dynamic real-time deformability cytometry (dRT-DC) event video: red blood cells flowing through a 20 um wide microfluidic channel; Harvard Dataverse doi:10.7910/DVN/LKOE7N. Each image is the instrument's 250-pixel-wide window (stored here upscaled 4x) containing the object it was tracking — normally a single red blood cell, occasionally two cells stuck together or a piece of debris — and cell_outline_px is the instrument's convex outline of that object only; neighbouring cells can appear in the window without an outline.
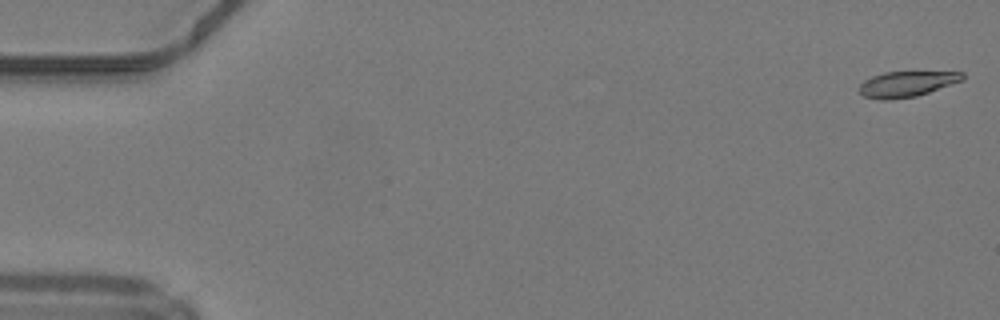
{"species": "common noctule bat (a hibernating species)", "species_latin": "Nyctalus noctula", "temperature_condition": "warm", "stored_images_in_passage": 4, "camera_frame_rate_fps": 3000, "um_per_image_px": 0.085, "animal": {"sex": "male", "body_mass_g": 19.2, "forearm_length_mm": 51.8}, "frame": {"image": 1, "passage_image": 1, "time_ms": 0.0, "image_size_px": [1000, 320], "cell_outline_px": [[964, 80], [916, 96], [884, 100], [880, 100], [864, 96], [860, 92], [860, 84], [864, 80], [872, 76], [884, 72], [964, 72]], "centroid_in_image_um": [77.07, 7.13], "position_along_channel_um": 7.9, "area_um2": 15.2}}